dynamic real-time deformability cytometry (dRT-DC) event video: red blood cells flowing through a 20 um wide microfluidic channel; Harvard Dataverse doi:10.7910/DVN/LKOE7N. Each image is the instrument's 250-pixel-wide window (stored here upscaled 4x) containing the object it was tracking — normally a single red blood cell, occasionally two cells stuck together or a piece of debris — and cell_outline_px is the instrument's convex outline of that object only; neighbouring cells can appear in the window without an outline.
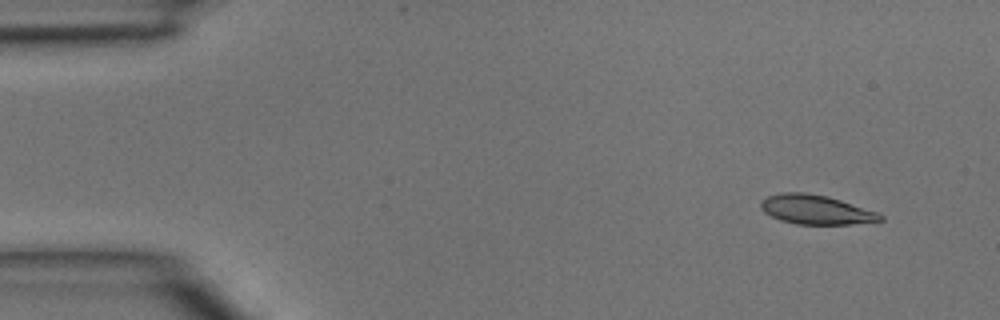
{"species": "common noctule bat (a hibernating species)", "species_latin": "Nyctalus noctula", "temperature_condition": "room temperature", "stored_images_in_passage": 4, "camera_frame_rate_fps": 3000, "um_per_image_px": 0.085, "animal": {"sex": "male", "body_mass_g": 15.6}, "frame": {"image": 1, "passage_image": 1, "time_ms": 0.0, "image_size_px": [1000, 320], "cell_outline_px": [[884, 220], [852, 224], [796, 224], [780, 220], [764, 212], [760, 208], [760, 204], [768, 196], [784, 192], [804, 192], [828, 196], [876, 212], [884, 216]], "centroid_in_image_um": [69.34, 17.82], "position_along_channel_um": 15.7, "area_um2": 20.17}}
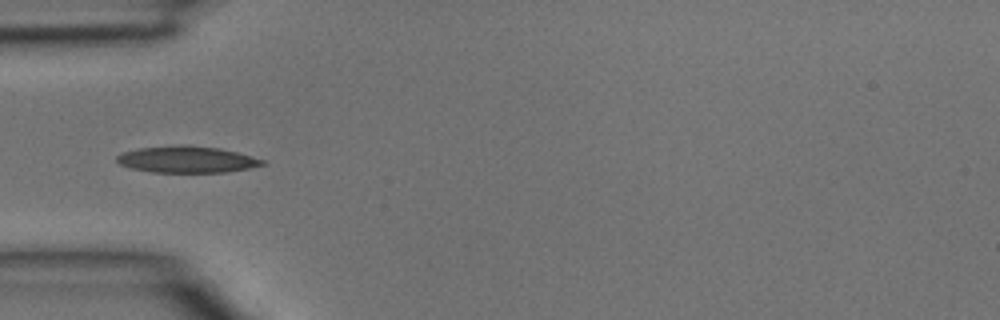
{"frame": {"image": 2, "passage_image": 4, "time_ms": 1.0, "image_size_px": [1000, 320], "cell_outline_px": [[268, 164], [248, 168], [224, 172], [152, 172], [132, 168], [120, 164], [116, 160], [116, 156], [124, 152], [140, 148], [184, 144], [188, 144], [220, 148], [236, 152], [264, 160]], "centroid_in_image_um": [15.89, 13.54], "position_along_channel_um": 69.1, "area_um2": 22.43}}